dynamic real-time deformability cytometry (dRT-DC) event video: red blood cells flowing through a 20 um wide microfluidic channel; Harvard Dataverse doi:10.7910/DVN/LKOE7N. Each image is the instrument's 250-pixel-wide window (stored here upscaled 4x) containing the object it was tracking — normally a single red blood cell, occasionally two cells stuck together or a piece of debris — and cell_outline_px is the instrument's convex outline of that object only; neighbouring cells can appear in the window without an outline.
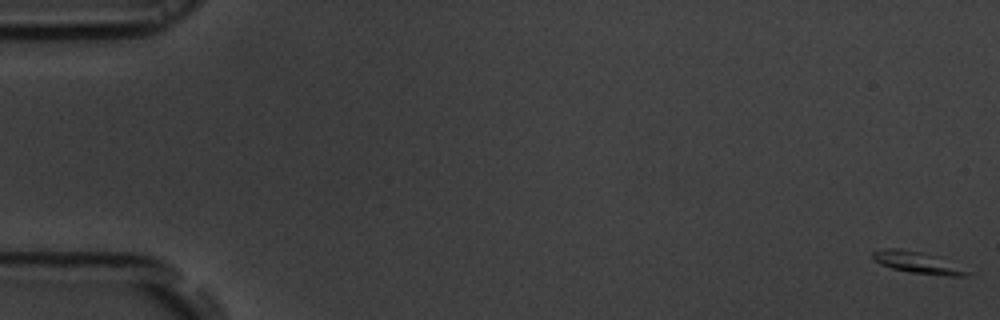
{"species": "common noctule bat (a hibernating species)", "species_latin": "Nyctalus noctula", "temperature_condition": "room temperature", "stored_images_in_passage": 17, "camera_frame_rate_fps": 3000, "um_per_image_px": 0.085, "animal": {"sex": "male", "body_mass_g": 19.5, "forearm_length_mm": 54.6}, "frame": {"image": 1, "passage_image": 1, "time_ms": 0.0, "image_size_px": [1000, 320], "cell_outline_px": [[968, 276], [948, 276], [912, 272], [892, 268], [880, 264], [872, 260], [872, 252], [884, 248], [900, 248], [920, 252], [936, 256], [968, 272]], "centroid_in_image_um": [77.87, 22.3], "position_along_channel_um": 7.1, "area_um2": 11.5}}